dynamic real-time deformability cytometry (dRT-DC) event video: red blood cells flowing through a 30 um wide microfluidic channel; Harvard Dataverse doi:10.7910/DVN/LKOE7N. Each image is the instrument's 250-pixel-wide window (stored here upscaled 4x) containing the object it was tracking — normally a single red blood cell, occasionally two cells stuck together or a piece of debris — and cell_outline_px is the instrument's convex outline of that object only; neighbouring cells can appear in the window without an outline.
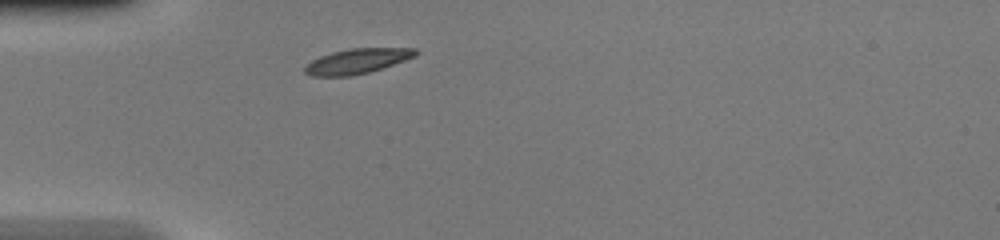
{"species": "common noctule bat (a hibernating species)", "species_latin": "Nyctalus noctula", "temperature_condition": "warm", "stored_images_in_passage": 35, "camera_frame_rate_fps": 3000, "um_per_image_px": 0.085, "animal": {"sex": "female", "body_mass_g": 20.0, "forearm_length_mm": 54.0}, "frame": {"image": 1, "passage_image": 1, "time_ms": 0.0, "image_size_px": [1000, 240], "cell_outline_px": [[420, 52], [416, 56], [368, 72], [352, 76], [312, 76], [304, 72], [304, 68], [312, 60], [320, 56], [332, 52], [348, 48], [416, 48]], "centroid_in_image_um": [30.36, 5.19], "position_along_channel_um": 54.6, "area_um2": 16.01}}
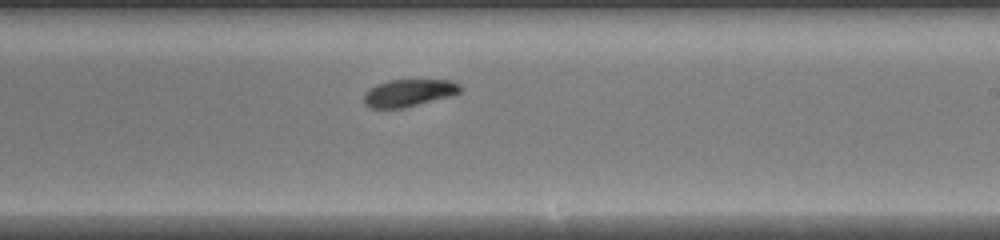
{"frame": {"image": 2, "passage_image": 16, "time_ms": 5.0, "image_size_px": [1000, 240], "cell_outline_px": [[464, 88], [460, 92], [452, 96], [404, 108], [368, 108], [364, 104], [364, 96], [376, 84], [388, 80], [452, 80], [460, 84]], "centroid_in_image_um": [34.8, 7.9], "position_along_channel_um": 254.2, "area_um2": 15.43}}
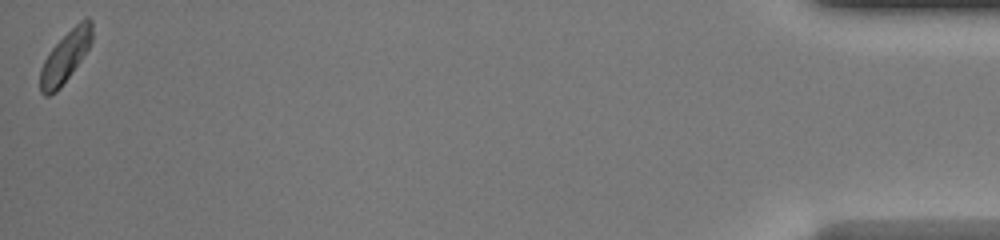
{"frame": {"image": 3, "passage_image": 35, "time_ms": 11.333, "image_size_px": [1000, 240], "cell_outline_px": [[92, 40], [88, 48], [80, 60], [60, 88], [56, 92], [48, 96], [44, 96], [40, 92], [40, 68], [48, 52], [80, 20], [88, 16], [92, 20]], "centroid_in_image_um": [5.54, 4.83], "position_along_channel_um": 429.7, "area_um2": 15.26}, "authors_computed_cell_mechanics": {"area_um2": 15.606, "velocity_mm_per_s": 4.2147, "shape_relaxation_time_tau1_ms": 1.4221, "shape_relaxation_time_tau2_ms": null, "deformation_change_tau1": 0.0922, "deformation_change_tau2": null}}